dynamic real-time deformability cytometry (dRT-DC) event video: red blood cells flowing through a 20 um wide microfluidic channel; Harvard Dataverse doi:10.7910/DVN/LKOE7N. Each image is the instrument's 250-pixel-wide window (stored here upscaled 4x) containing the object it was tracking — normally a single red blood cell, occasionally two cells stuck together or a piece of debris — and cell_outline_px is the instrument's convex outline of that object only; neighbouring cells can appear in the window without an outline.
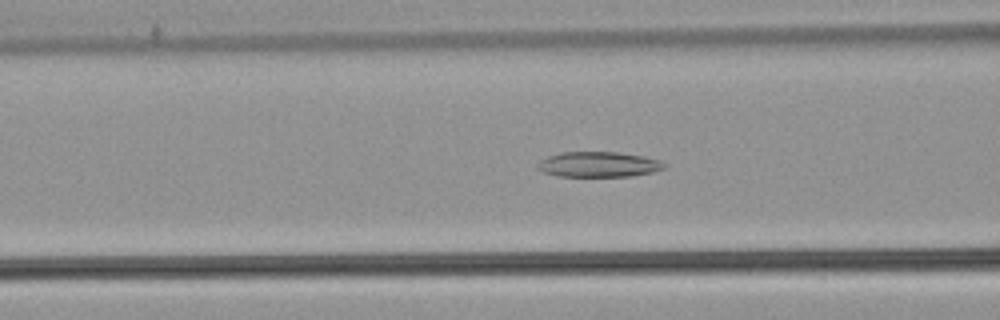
{"species": "common noctule bat (a hibernating species)", "species_latin": "Nyctalus noctula", "temperature_condition": "warm", "stored_images_in_passage": 47, "camera_frame_rate_fps": 3000, "um_per_image_px": 0.085, "animal": {"sex": "male", "body_mass_g": 21.5, "forearm_length_mm": 52.0}, "frame": {"image": 1, "passage_image": 15, "time_ms": 4.667, "image_size_px": [1000, 320], "cell_outline_px": [[668, 164], [664, 168], [652, 172], [632, 176], [556, 176], [544, 172], [536, 168], [536, 164], [540, 160], [548, 156], [560, 152], [616, 152], [644, 156], [660, 160]], "centroid_in_image_um": [50.87, 13.97], "position_along_channel_um": 115.7, "area_um2": 18.79}}
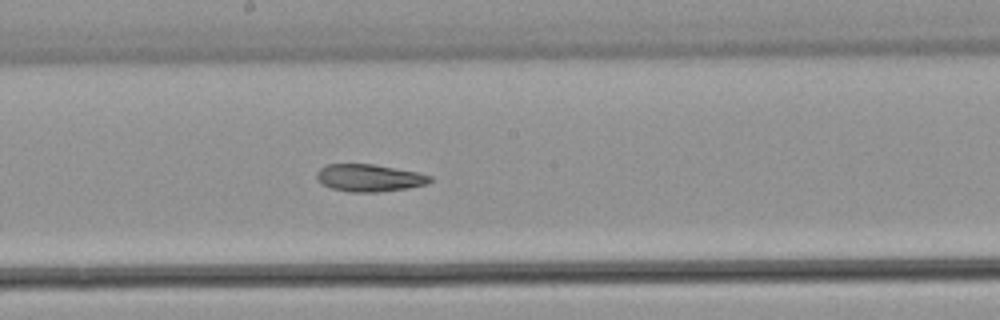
{"frame": {"image": 2, "passage_image": 23, "time_ms": 7.333, "image_size_px": [1000, 320], "cell_outline_px": [[432, 180], [428, 184], [408, 188], [380, 192], [348, 192], [332, 188], [324, 184], [316, 176], [316, 172], [320, 168], [328, 164], [372, 164], [416, 172], [432, 176]], "centroid_in_image_um": [31.41, 15.12], "position_along_channel_um": 216.8, "area_um2": 17.92}}
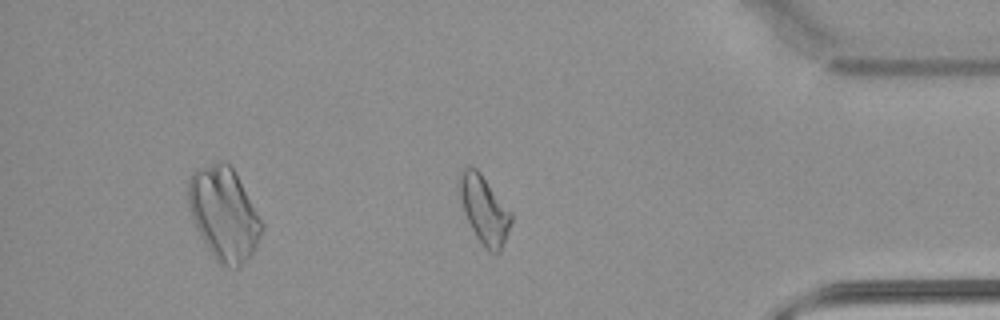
{"frame": {"image": 3, "passage_image": 39, "time_ms": 12.667, "image_size_px": [1000, 320], "cell_outline_px": [[512, 220], [500, 252], [488, 252], [484, 248], [476, 236], [464, 212], [456, 184], [456, 180], [460, 172], [464, 168], [476, 168], [480, 172], [512, 212]], "centroid_in_image_um": [41.13, 17.8], "position_along_channel_um": 394.1, "area_um2": 20.52}, "authors_computed_cell_mechanics": {"area_um2": 19.652, "velocity_mm_per_s": 3.7976, "shape_relaxation_time_tau1_ms": null, "shape_relaxation_time_tau2_ms": 5.0594, "deformation_change_tau1": null, "deformation_change_tau2": 0.1273}}